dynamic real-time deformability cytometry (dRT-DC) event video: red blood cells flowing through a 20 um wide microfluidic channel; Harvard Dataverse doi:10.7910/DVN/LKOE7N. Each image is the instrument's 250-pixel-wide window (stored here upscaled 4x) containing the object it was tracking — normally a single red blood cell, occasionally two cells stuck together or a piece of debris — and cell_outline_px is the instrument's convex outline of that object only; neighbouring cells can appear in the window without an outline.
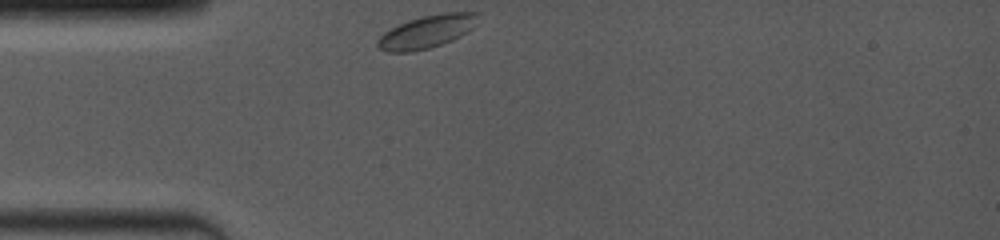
{"species": "common noctule bat (a hibernating species)", "species_latin": "Nyctalus noctula", "temperature_condition": "room temperature", "stored_images_in_passage": 4, "camera_frame_rate_fps": 4000, "um_per_image_px": 0.085, "animal": {"sex": "female", "body_mass_g": 19.0, "forearm_length_mm": 53.3}, "frame": {"image": 1, "passage_image": 1, "time_ms": 0.0, "image_size_px": [1000, 240], "cell_outline_px": [[480, 12], [476, 24], [472, 28], [460, 36], [452, 40], [428, 48], [412, 52], [388, 52], [380, 48], [376, 44], [376, 40], [384, 32], [408, 20], [440, 12]], "centroid_in_image_um": [36.29, 2.68], "position_along_channel_um": 48.7, "area_um2": 19.13}}
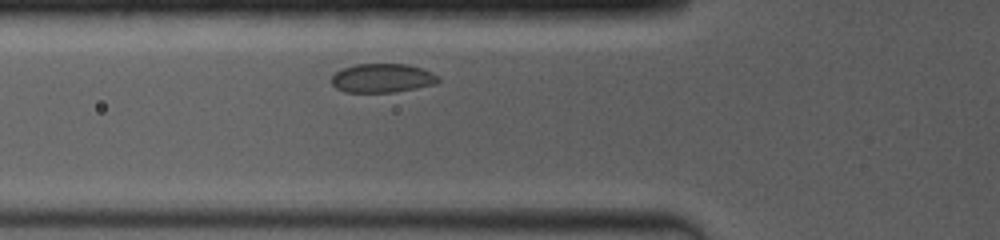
{"frame": {"image": 2, "passage_image": 4, "time_ms": 1.5, "image_size_px": [1000, 240], "cell_outline_px": [[440, 80], [436, 84], [396, 92], [344, 92], [336, 88], [332, 84], [332, 76], [340, 68], [356, 64], [408, 64], [432, 72], [440, 76]], "centroid_in_image_um": [32.5, 6.64], "position_along_channel_um": 93.3, "area_um2": 18.15}}